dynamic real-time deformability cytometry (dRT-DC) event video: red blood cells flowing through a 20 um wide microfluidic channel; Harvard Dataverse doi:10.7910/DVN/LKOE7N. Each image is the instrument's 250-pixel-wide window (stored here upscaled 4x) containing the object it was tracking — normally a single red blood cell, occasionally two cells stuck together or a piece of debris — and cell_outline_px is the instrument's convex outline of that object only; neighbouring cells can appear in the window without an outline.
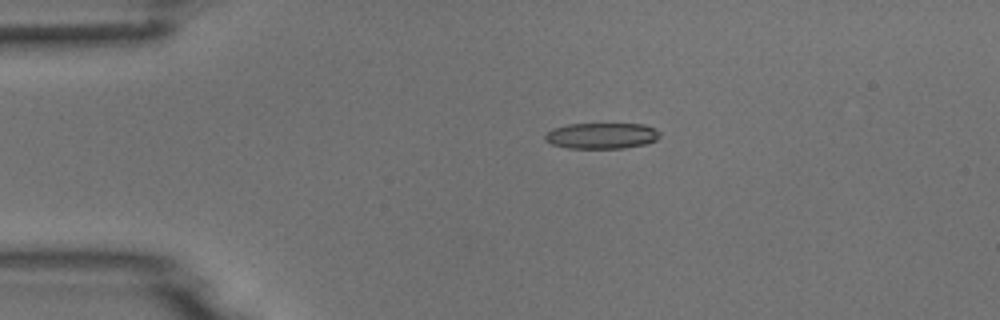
{"species": "common noctule bat (a hibernating species)", "species_latin": "Nyctalus noctula", "temperature_condition": "room temperature", "stored_images_in_passage": 4, "camera_frame_rate_fps": 3000, "um_per_image_px": 0.085, "animal": {"sex": "male", "body_mass_g": 18.8}, "frame": {"image": 1, "passage_image": 3, "time_ms": 2.333, "image_size_px": [1000, 320], "cell_outline_px": [[660, 136], [656, 140], [644, 144], [624, 148], [568, 148], [552, 144], [544, 140], [544, 136], [552, 128], [568, 124], [644, 124], [660, 132]], "centroid_in_image_um": [51.11, 11.54], "position_along_channel_um": 33.9, "area_um2": 17.28}}